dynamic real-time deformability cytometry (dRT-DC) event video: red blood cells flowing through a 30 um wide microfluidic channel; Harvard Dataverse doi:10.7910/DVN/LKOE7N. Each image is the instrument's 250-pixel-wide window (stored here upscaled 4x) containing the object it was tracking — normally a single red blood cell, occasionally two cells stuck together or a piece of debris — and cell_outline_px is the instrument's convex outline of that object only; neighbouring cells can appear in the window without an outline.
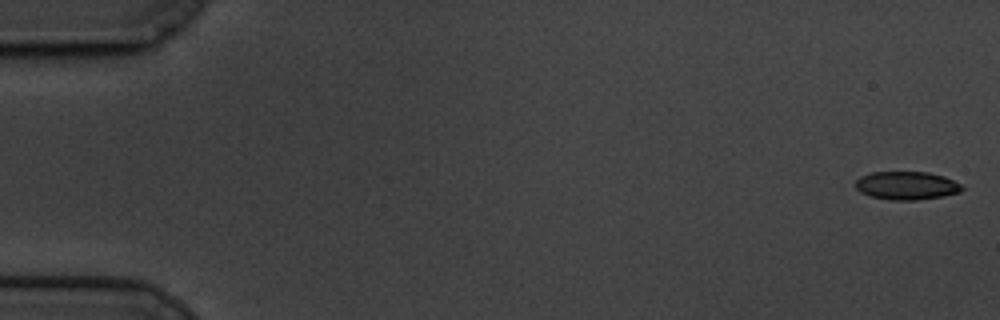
{"species": "common noctule bat (a hibernating species)", "species_latin": "Nyctalus noctula", "temperature_condition": "cold", "stored_images_in_passage": 60, "camera_frame_rate_fps": 3000, "um_per_image_px": 0.085, "animal": {"sex": "male", "body_mass_g": 19.5, "forearm_length_mm": 54.6}, "frame": {"image": 1, "passage_image": 1, "time_ms": 0.0, "image_size_px": [1000, 320], "cell_outline_px": [[964, 188], [960, 192], [944, 196], [916, 200], [892, 200], [868, 196], [860, 192], [856, 188], [856, 180], [860, 176], [872, 172], [928, 172], [944, 176], [960, 184]], "centroid_in_image_um": [77.05, 15.77], "position_along_channel_um": 8.0, "area_um2": 17.57}}
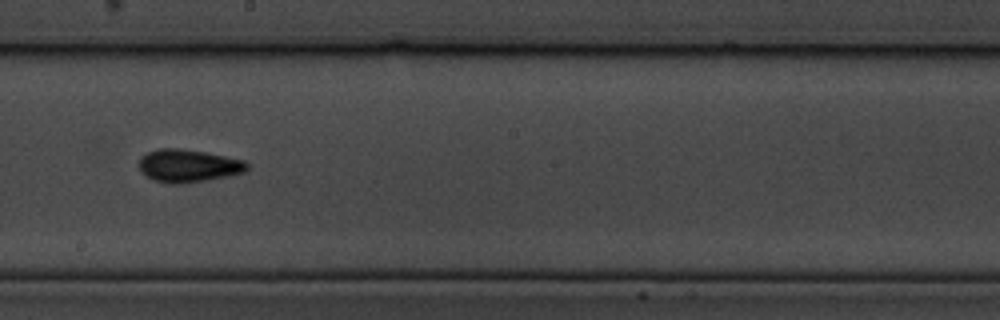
{"frame": {"image": 2, "passage_image": 34, "time_ms": 11.0, "image_size_px": [1000, 320], "cell_outline_px": [[248, 168], [244, 172], [228, 176], [208, 180], [180, 184], [168, 184], [152, 180], [140, 172], [140, 156], [148, 152], [160, 148], [180, 148], [204, 152], [244, 160], [248, 164]], "centroid_in_image_um": [15.98, 14.1], "position_along_channel_um": 232.2, "area_um2": 20.75}}
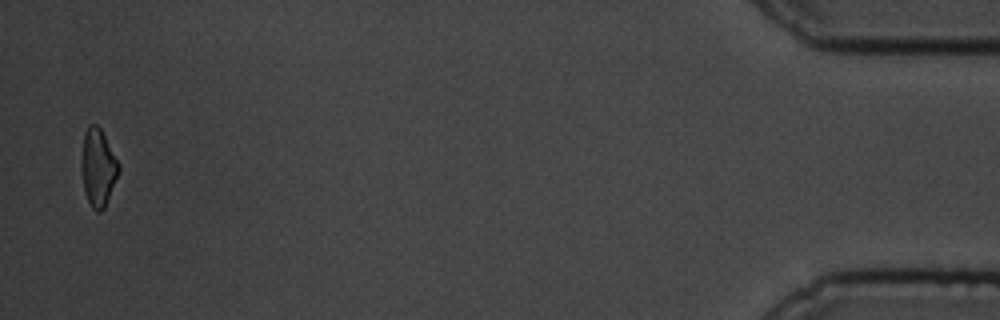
{"frame": {"image": 3, "passage_image": 59, "time_ms": 19.333, "image_size_px": [1000, 320], "cell_outline_px": [[120, 168], [104, 208], [100, 212], [96, 212], [92, 208], [84, 192], [80, 168], [80, 164], [84, 132], [88, 124], [96, 124], [100, 128], [120, 164]], "centroid_in_image_um": [8.3, 14.22], "position_along_channel_um": 426.9, "area_um2": 16.88}, "authors_computed_cell_mechanics": {"area_um2": 18.2359, "velocity_mm_per_s": 3.3486, "shape_relaxation_time_tau1_ms": 3.4085, "shape_relaxation_time_tau2_ms": 3.7041, "deformation_change_tau1": 0.1201, "deformation_change_tau2": 0.1158}}